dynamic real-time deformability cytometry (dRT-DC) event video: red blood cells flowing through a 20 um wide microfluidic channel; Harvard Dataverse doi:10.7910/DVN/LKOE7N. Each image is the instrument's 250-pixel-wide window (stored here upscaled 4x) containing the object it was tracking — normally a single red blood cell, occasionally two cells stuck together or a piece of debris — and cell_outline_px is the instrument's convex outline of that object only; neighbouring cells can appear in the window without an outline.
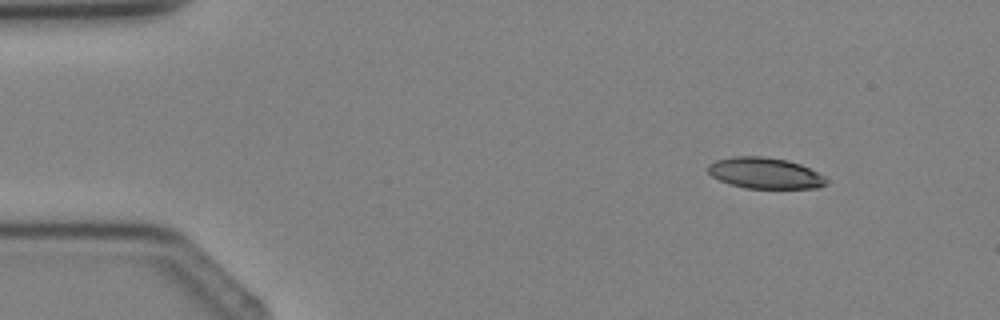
{"species": "Egyptian fruit bat (a non-hibernating species)", "species_latin": "Rousettus aegyptiacus", "temperature_condition": "cold", "stored_images_in_passage": 4, "camera_frame_rate_fps": 3000, "um_per_image_px": 0.085, "animal": {"sex": "female"}, "frame": {"image": 1, "passage_image": 2, "time_ms": 1.333, "image_size_px": [1000, 320], "cell_outline_px": [[828, 180], [824, 184], [816, 188], [744, 188], [720, 180], [712, 176], [708, 172], [708, 164], [716, 160], [732, 156], [764, 156], [788, 160], [800, 164], [824, 176]], "centroid_in_image_um": [65.0, 14.7], "position_along_channel_um": 20.0, "area_um2": 21.27}}